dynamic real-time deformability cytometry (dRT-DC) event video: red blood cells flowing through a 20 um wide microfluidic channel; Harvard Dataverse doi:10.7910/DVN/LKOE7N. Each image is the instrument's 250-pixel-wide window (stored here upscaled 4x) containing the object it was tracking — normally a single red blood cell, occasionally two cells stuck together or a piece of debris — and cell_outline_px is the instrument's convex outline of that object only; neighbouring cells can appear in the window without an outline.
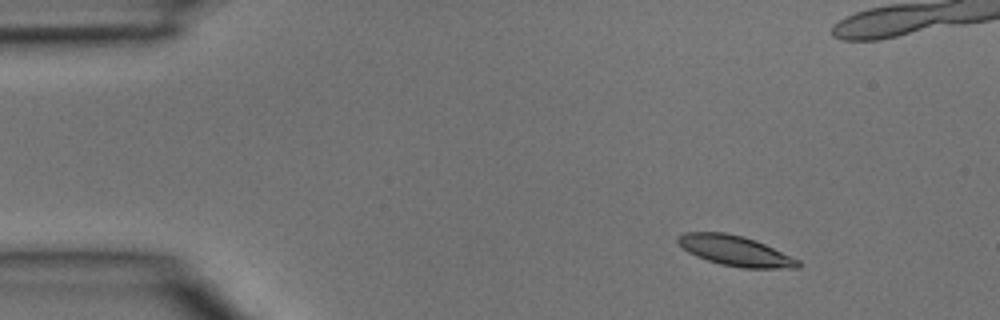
{"species": "common noctule bat (a hibernating species)", "species_latin": "Nyctalus noctula", "temperature_condition": "room temperature", "stored_images_in_passage": 3, "camera_frame_rate_fps": 3000, "um_per_image_px": 0.085, "animal": {"sex": "male", "body_mass_g": 15.6}, "frame": {"image": 1, "passage_image": 1, "time_ms": 0.0, "image_size_px": [1000, 320], "cell_outline_px": [[800, 268], [744, 268], [720, 264], [696, 256], [688, 252], [676, 240], [676, 236], [684, 232], [724, 232], [744, 236], [756, 240], [800, 260]], "centroid_in_image_um": [62.49, 21.31], "position_along_channel_um": 22.5, "area_um2": 21.15}}